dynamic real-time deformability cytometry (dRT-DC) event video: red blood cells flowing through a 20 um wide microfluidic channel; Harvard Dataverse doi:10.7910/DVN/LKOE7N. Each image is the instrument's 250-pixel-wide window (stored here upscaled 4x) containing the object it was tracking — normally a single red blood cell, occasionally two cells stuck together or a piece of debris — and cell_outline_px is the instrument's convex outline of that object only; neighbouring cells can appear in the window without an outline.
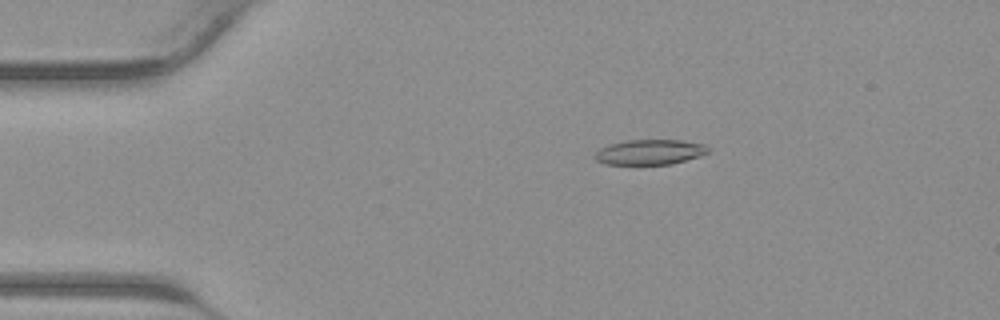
{"species": "common noctule bat (a hibernating species)", "species_latin": "Nyctalus noctula", "temperature_condition": "warm", "stored_images_in_passage": 42, "camera_frame_rate_fps": 3000, "um_per_image_px": 0.085, "animal": {"sex": "male", "body_mass_g": 23.1, "forearm_length_mm": 52.7}, "frame": {"image": 1, "passage_image": 8, "time_ms": 2.333, "image_size_px": [1000, 320], "cell_outline_px": [[708, 152], [700, 156], [672, 164], [604, 164], [596, 160], [592, 156], [600, 148], [608, 144], [624, 140], [680, 140], [704, 144], [708, 148]], "centroid_in_image_um": [55.19, 12.92], "position_along_channel_um": 29.8, "area_um2": 16.65}}
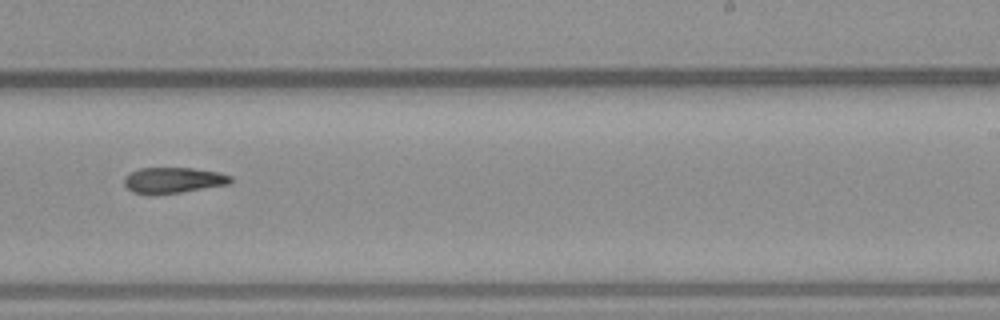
{"frame": {"image": 2, "passage_image": 26, "time_ms": 8.333, "image_size_px": [1000, 320], "cell_outline_px": [[232, 180], [228, 184], [180, 192], [152, 196], [148, 196], [132, 192], [124, 184], [124, 176], [140, 168], [192, 168], [220, 172], [232, 176]], "centroid_in_image_um": [14.69, 15.33], "position_along_channel_um": 274.3, "area_um2": 16.18}}
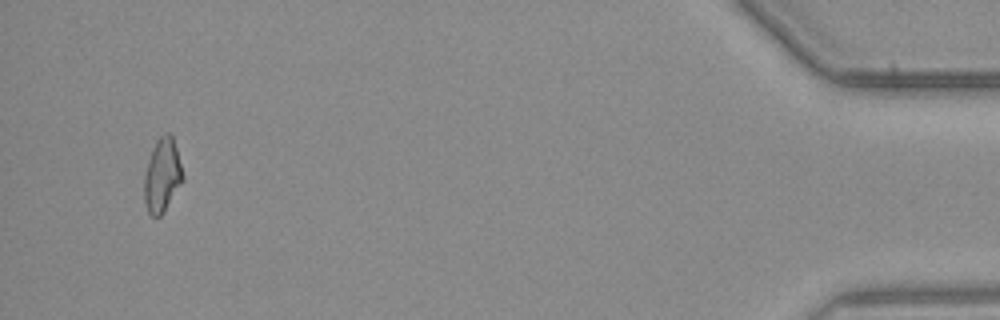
{"frame": {"image": 3, "passage_image": 40, "time_ms": 13.0, "image_size_px": [1000, 320], "cell_outline_px": [[184, 180], [164, 212], [160, 216], [152, 216], [148, 212], [144, 200], [144, 176], [148, 160], [152, 148], [156, 140], [164, 132], [168, 132], [172, 136], [176, 148], [184, 176]], "centroid_in_image_um": [13.79, 14.9], "position_along_channel_um": 421.4, "area_um2": 16.65}}